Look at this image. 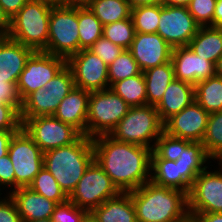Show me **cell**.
Segmentation results:
<instances>
[{"instance_id": "31", "label": "cell", "mask_w": 222, "mask_h": 222, "mask_svg": "<svg viewBox=\"0 0 222 222\" xmlns=\"http://www.w3.org/2000/svg\"><path fill=\"white\" fill-rule=\"evenodd\" d=\"M38 116H53V97L44 87L30 94L22 102L20 111L22 123Z\"/></svg>"}, {"instance_id": "44", "label": "cell", "mask_w": 222, "mask_h": 222, "mask_svg": "<svg viewBox=\"0 0 222 222\" xmlns=\"http://www.w3.org/2000/svg\"><path fill=\"white\" fill-rule=\"evenodd\" d=\"M0 222H22L17 206L9 194L0 196Z\"/></svg>"}, {"instance_id": "47", "label": "cell", "mask_w": 222, "mask_h": 222, "mask_svg": "<svg viewBox=\"0 0 222 222\" xmlns=\"http://www.w3.org/2000/svg\"><path fill=\"white\" fill-rule=\"evenodd\" d=\"M194 222H222V213H189Z\"/></svg>"}, {"instance_id": "22", "label": "cell", "mask_w": 222, "mask_h": 222, "mask_svg": "<svg viewBox=\"0 0 222 222\" xmlns=\"http://www.w3.org/2000/svg\"><path fill=\"white\" fill-rule=\"evenodd\" d=\"M175 162L181 167L182 178L191 186L198 174L213 163V160L208 156L202 142L181 138V154Z\"/></svg>"}, {"instance_id": "23", "label": "cell", "mask_w": 222, "mask_h": 222, "mask_svg": "<svg viewBox=\"0 0 222 222\" xmlns=\"http://www.w3.org/2000/svg\"><path fill=\"white\" fill-rule=\"evenodd\" d=\"M99 222H137L130 193H120L90 212Z\"/></svg>"}, {"instance_id": "30", "label": "cell", "mask_w": 222, "mask_h": 222, "mask_svg": "<svg viewBox=\"0 0 222 222\" xmlns=\"http://www.w3.org/2000/svg\"><path fill=\"white\" fill-rule=\"evenodd\" d=\"M103 24L86 6H78L79 51L89 49L103 34Z\"/></svg>"}, {"instance_id": "38", "label": "cell", "mask_w": 222, "mask_h": 222, "mask_svg": "<svg viewBox=\"0 0 222 222\" xmlns=\"http://www.w3.org/2000/svg\"><path fill=\"white\" fill-rule=\"evenodd\" d=\"M181 154V138L168 135L162 132L156 140L151 153V159H166L176 161Z\"/></svg>"}, {"instance_id": "50", "label": "cell", "mask_w": 222, "mask_h": 222, "mask_svg": "<svg viewBox=\"0 0 222 222\" xmlns=\"http://www.w3.org/2000/svg\"><path fill=\"white\" fill-rule=\"evenodd\" d=\"M10 30V19L3 12L0 5V36H7Z\"/></svg>"}, {"instance_id": "25", "label": "cell", "mask_w": 222, "mask_h": 222, "mask_svg": "<svg viewBox=\"0 0 222 222\" xmlns=\"http://www.w3.org/2000/svg\"><path fill=\"white\" fill-rule=\"evenodd\" d=\"M146 83L147 104L157 106L169 84L175 79L172 62L150 68L143 72Z\"/></svg>"}, {"instance_id": "3", "label": "cell", "mask_w": 222, "mask_h": 222, "mask_svg": "<svg viewBox=\"0 0 222 222\" xmlns=\"http://www.w3.org/2000/svg\"><path fill=\"white\" fill-rule=\"evenodd\" d=\"M93 161V139L81 135L70 145L44 152L43 167L54 176L69 197Z\"/></svg>"}, {"instance_id": "21", "label": "cell", "mask_w": 222, "mask_h": 222, "mask_svg": "<svg viewBox=\"0 0 222 222\" xmlns=\"http://www.w3.org/2000/svg\"><path fill=\"white\" fill-rule=\"evenodd\" d=\"M195 101V86L187 82L174 79L156 106L159 118L164 124L173 115L181 112Z\"/></svg>"}, {"instance_id": "49", "label": "cell", "mask_w": 222, "mask_h": 222, "mask_svg": "<svg viewBox=\"0 0 222 222\" xmlns=\"http://www.w3.org/2000/svg\"><path fill=\"white\" fill-rule=\"evenodd\" d=\"M212 27L222 28V0H217L213 14Z\"/></svg>"}, {"instance_id": "55", "label": "cell", "mask_w": 222, "mask_h": 222, "mask_svg": "<svg viewBox=\"0 0 222 222\" xmlns=\"http://www.w3.org/2000/svg\"><path fill=\"white\" fill-rule=\"evenodd\" d=\"M215 74L216 76L222 77V56L217 60L215 64Z\"/></svg>"}, {"instance_id": "15", "label": "cell", "mask_w": 222, "mask_h": 222, "mask_svg": "<svg viewBox=\"0 0 222 222\" xmlns=\"http://www.w3.org/2000/svg\"><path fill=\"white\" fill-rule=\"evenodd\" d=\"M208 116L209 113L196 101H193L163 124L164 132L191 142H202L207 128Z\"/></svg>"}, {"instance_id": "41", "label": "cell", "mask_w": 222, "mask_h": 222, "mask_svg": "<svg viewBox=\"0 0 222 222\" xmlns=\"http://www.w3.org/2000/svg\"><path fill=\"white\" fill-rule=\"evenodd\" d=\"M89 50L101 58L107 66L124 51L121 46L112 43L103 36L100 37Z\"/></svg>"}, {"instance_id": "46", "label": "cell", "mask_w": 222, "mask_h": 222, "mask_svg": "<svg viewBox=\"0 0 222 222\" xmlns=\"http://www.w3.org/2000/svg\"><path fill=\"white\" fill-rule=\"evenodd\" d=\"M28 0H0L3 12L11 19Z\"/></svg>"}, {"instance_id": "7", "label": "cell", "mask_w": 222, "mask_h": 222, "mask_svg": "<svg viewBox=\"0 0 222 222\" xmlns=\"http://www.w3.org/2000/svg\"><path fill=\"white\" fill-rule=\"evenodd\" d=\"M43 52L66 60L79 52L78 6L52 7L48 43Z\"/></svg>"}, {"instance_id": "26", "label": "cell", "mask_w": 222, "mask_h": 222, "mask_svg": "<svg viewBox=\"0 0 222 222\" xmlns=\"http://www.w3.org/2000/svg\"><path fill=\"white\" fill-rule=\"evenodd\" d=\"M151 181L159 186L175 188L189 193L191 186L182 178L178 162L151 159Z\"/></svg>"}, {"instance_id": "13", "label": "cell", "mask_w": 222, "mask_h": 222, "mask_svg": "<svg viewBox=\"0 0 222 222\" xmlns=\"http://www.w3.org/2000/svg\"><path fill=\"white\" fill-rule=\"evenodd\" d=\"M157 33L172 47L188 46L199 25L186 6L160 5Z\"/></svg>"}, {"instance_id": "16", "label": "cell", "mask_w": 222, "mask_h": 222, "mask_svg": "<svg viewBox=\"0 0 222 222\" xmlns=\"http://www.w3.org/2000/svg\"><path fill=\"white\" fill-rule=\"evenodd\" d=\"M128 50L144 72L170 62L173 48L158 33L136 32Z\"/></svg>"}, {"instance_id": "24", "label": "cell", "mask_w": 222, "mask_h": 222, "mask_svg": "<svg viewBox=\"0 0 222 222\" xmlns=\"http://www.w3.org/2000/svg\"><path fill=\"white\" fill-rule=\"evenodd\" d=\"M188 47L197 56L216 64L222 56V28L199 27Z\"/></svg>"}, {"instance_id": "1", "label": "cell", "mask_w": 222, "mask_h": 222, "mask_svg": "<svg viewBox=\"0 0 222 222\" xmlns=\"http://www.w3.org/2000/svg\"><path fill=\"white\" fill-rule=\"evenodd\" d=\"M93 139L94 160L121 193H129L151 180L152 149L121 142L109 134Z\"/></svg>"}, {"instance_id": "48", "label": "cell", "mask_w": 222, "mask_h": 222, "mask_svg": "<svg viewBox=\"0 0 222 222\" xmlns=\"http://www.w3.org/2000/svg\"><path fill=\"white\" fill-rule=\"evenodd\" d=\"M17 131H0V157L8 154V148L13 135Z\"/></svg>"}, {"instance_id": "32", "label": "cell", "mask_w": 222, "mask_h": 222, "mask_svg": "<svg viewBox=\"0 0 222 222\" xmlns=\"http://www.w3.org/2000/svg\"><path fill=\"white\" fill-rule=\"evenodd\" d=\"M202 144L213 161L222 162V110L209 114Z\"/></svg>"}, {"instance_id": "4", "label": "cell", "mask_w": 222, "mask_h": 222, "mask_svg": "<svg viewBox=\"0 0 222 222\" xmlns=\"http://www.w3.org/2000/svg\"><path fill=\"white\" fill-rule=\"evenodd\" d=\"M53 6L38 0H28L10 19L8 37L34 52L47 48L49 16Z\"/></svg>"}, {"instance_id": "53", "label": "cell", "mask_w": 222, "mask_h": 222, "mask_svg": "<svg viewBox=\"0 0 222 222\" xmlns=\"http://www.w3.org/2000/svg\"><path fill=\"white\" fill-rule=\"evenodd\" d=\"M90 0H64L65 5H73V6H83L86 5Z\"/></svg>"}, {"instance_id": "28", "label": "cell", "mask_w": 222, "mask_h": 222, "mask_svg": "<svg viewBox=\"0 0 222 222\" xmlns=\"http://www.w3.org/2000/svg\"><path fill=\"white\" fill-rule=\"evenodd\" d=\"M86 6L103 25L131 17L128 0H90Z\"/></svg>"}, {"instance_id": "51", "label": "cell", "mask_w": 222, "mask_h": 222, "mask_svg": "<svg viewBox=\"0 0 222 222\" xmlns=\"http://www.w3.org/2000/svg\"><path fill=\"white\" fill-rule=\"evenodd\" d=\"M131 8L140 5H164L166 0H128Z\"/></svg>"}, {"instance_id": "33", "label": "cell", "mask_w": 222, "mask_h": 222, "mask_svg": "<svg viewBox=\"0 0 222 222\" xmlns=\"http://www.w3.org/2000/svg\"><path fill=\"white\" fill-rule=\"evenodd\" d=\"M28 187L32 191L41 194L57 204L68 201V196L61 189L54 176L45 167L40 170Z\"/></svg>"}, {"instance_id": "57", "label": "cell", "mask_w": 222, "mask_h": 222, "mask_svg": "<svg viewBox=\"0 0 222 222\" xmlns=\"http://www.w3.org/2000/svg\"><path fill=\"white\" fill-rule=\"evenodd\" d=\"M27 222H52V220L51 218H49V219H40V220L27 221Z\"/></svg>"}, {"instance_id": "40", "label": "cell", "mask_w": 222, "mask_h": 222, "mask_svg": "<svg viewBox=\"0 0 222 222\" xmlns=\"http://www.w3.org/2000/svg\"><path fill=\"white\" fill-rule=\"evenodd\" d=\"M89 212L69 200L58 204L52 213V222H82Z\"/></svg>"}, {"instance_id": "11", "label": "cell", "mask_w": 222, "mask_h": 222, "mask_svg": "<svg viewBox=\"0 0 222 222\" xmlns=\"http://www.w3.org/2000/svg\"><path fill=\"white\" fill-rule=\"evenodd\" d=\"M22 128L43 153L70 145L82 135L72 125L64 123L54 116H38L26 119L22 123Z\"/></svg>"}, {"instance_id": "29", "label": "cell", "mask_w": 222, "mask_h": 222, "mask_svg": "<svg viewBox=\"0 0 222 222\" xmlns=\"http://www.w3.org/2000/svg\"><path fill=\"white\" fill-rule=\"evenodd\" d=\"M110 89L119 95L130 107L147 104L146 83L143 72L113 83Z\"/></svg>"}, {"instance_id": "52", "label": "cell", "mask_w": 222, "mask_h": 222, "mask_svg": "<svg viewBox=\"0 0 222 222\" xmlns=\"http://www.w3.org/2000/svg\"><path fill=\"white\" fill-rule=\"evenodd\" d=\"M191 0H166L165 5L188 6Z\"/></svg>"}, {"instance_id": "2", "label": "cell", "mask_w": 222, "mask_h": 222, "mask_svg": "<svg viewBox=\"0 0 222 222\" xmlns=\"http://www.w3.org/2000/svg\"><path fill=\"white\" fill-rule=\"evenodd\" d=\"M133 200L137 222H186L187 193L154 184L151 180L129 192Z\"/></svg>"}, {"instance_id": "42", "label": "cell", "mask_w": 222, "mask_h": 222, "mask_svg": "<svg viewBox=\"0 0 222 222\" xmlns=\"http://www.w3.org/2000/svg\"><path fill=\"white\" fill-rule=\"evenodd\" d=\"M21 128L20 110L14 105L0 103V131H19Z\"/></svg>"}, {"instance_id": "18", "label": "cell", "mask_w": 222, "mask_h": 222, "mask_svg": "<svg viewBox=\"0 0 222 222\" xmlns=\"http://www.w3.org/2000/svg\"><path fill=\"white\" fill-rule=\"evenodd\" d=\"M33 52L8 36H0V82L17 83Z\"/></svg>"}, {"instance_id": "34", "label": "cell", "mask_w": 222, "mask_h": 222, "mask_svg": "<svg viewBox=\"0 0 222 222\" xmlns=\"http://www.w3.org/2000/svg\"><path fill=\"white\" fill-rule=\"evenodd\" d=\"M135 32L157 33L160 20V5H140L131 8Z\"/></svg>"}, {"instance_id": "19", "label": "cell", "mask_w": 222, "mask_h": 222, "mask_svg": "<svg viewBox=\"0 0 222 222\" xmlns=\"http://www.w3.org/2000/svg\"><path fill=\"white\" fill-rule=\"evenodd\" d=\"M9 195L17 206L22 222L49 219L58 205L56 202L32 191L29 187H19Z\"/></svg>"}, {"instance_id": "54", "label": "cell", "mask_w": 222, "mask_h": 222, "mask_svg": "<svg viewBox=\"0 0 222 222\" xmlns=\"http://www.w3.org/2000/svg\"><path fill=\"white\" fill-rule=\"evenodd\" d=\"M38 1L49 4L53 7H55V6H64V0H38Z\"/></svg>"}, {"instance_id": "43", "label": "cell", "mask_w": 222, "mask_h": 222, "mask_svg": "<svg viewBox=\"0 0 222 222\" xmlns=\"http://www.w3.org/2000/svg\"><path fill=\"white\" fill-rule=\"evenodd\" d=\"M13 190H15L14 168L7 154L0 157V191L2 194H10Z\"/></svg>"}, {"instance_id": "36", "label": "cell", "mask_w": 222, "mask_h": 222, "mask_svg": "<svg viewBox=\"0 0 222 222\" xmlns=\"http://www.w3.org/2000/svg\"><path fill=\"white\" fill-rule=\"evenodd\" d=\"M141 73L133 55L128 49L124 51L108 66V80L110 86L119 81Z\"/></svg>"}, {"instance_id": "56", "label": "cell", "mask_w": 222, "mask_h": 222, "mask_svg": "<svg viewBox=\"0 0 222 222\" xmlns=\"http://www.w3.org/2000/svg\"><path fill=\"white\" fill-rule=\"evenodd\" d=\"M82 222H99L91 213H88Z\"/></svg>"}, {"instance_id": "9", "label": "cell", "mask_w": 222, "mask_h": 222, "mask_svg": "<svg viewBox=\"0 0 222 222\" xmlns=\"http://www.w3.org/2000/svg\"><path fill=\"white\" fill-rule=\"evenodd\" d=\"M121 192L94 160L86 169L68 200L89 213Z\"/></svg>"}, {"instance_id": "5", "label": "cell", "mask_w": 222, "mask_h": 222, "mask_svg": "<svg viewBox=\"0 0 222 222\" xmlns=\"http://www.w3.org/2000/svg\"><path fill=\"white\" fill-rule=\"evenodd\" d=\"M164 131L155 106L130 107L127 114L109 134L114 139L153 150L156 140Z\"/></svg>"}, {"instance_id": "10", "label": "cell", "mask_w": 222, "mask_h": 222, "mask_svg": "<svg viewBox=\"0 0 222 222\" xmlns=\"http://www.w3.org/2000/svg\"><path fill=\"white\" fill-rule=\"evenodd\" d=\"M8 156L14 168L15 189L28 187L43 168L44 153L23 128L13 135Z\"/></svg>"}, {"instance_id": "35", "label": "cell", "mask_w": 222, "mask_h": 222, "mask_svg": "<svg viewBox=\"0 0 222 222\" xmlns=\"http://www.w3.org/2000/svg\"><path fill=\"white\" fill-rule=\"evenodd\" d=\"M135 33L134 23L130 17L104 25L102 36L123 49H129Z\"/></svg>"}, {"instance_id": "27", "label": "cell", "mask_w": 222, "mask_h": 222, "mask_svg": "<svg viewBox=\"0 0 222 222\" xmlns=\"http://www.w3.org/2000/svg\"><path fill=\"white\" fill-rule=\"evenodd\" d=\"M195 101L209 114L222 110V77L213 76L195 85Z\"/></svg>"}, {"instance_id": "8", "label": "cell", "mask_w": 222, "mask_h": 222, "mask_svg": "<svg viewBox=\"0 0 222 222\" xmlns=\"http://www.w3.org/2000/svg\"><path fill=\"white\" fill-rule=\"evenodd\" d=\"M187 199L188 213H222V162L213 161L198 174Z\"/></svg>"}, {"instance_id": "12", "label": "cell", "mask_w": 222, "mask_h": 222, "mask_svg": "<svg viewBox=\"0 0 222 222\" xmlns=\"http://www.w3.org/2000/svg\"><path fill=\"white\" fill-rule=\"evenodd\" d=\"M66 65V59L43 51L33 52L17 82V91L23 102L30 94L44 87Z\"/></svg>"}, {"instance_id": "17", "label": "cell", "mask_w": 222, "mask_h": 222, "mask_svg": "<svg viewBox=\"0 0 222 222\" xmlns=\"http://www.w3.org/2000/svg\"><path fill=\"white\" fill-rule=\"evenodd\" d=\"M171 62L175 79L193 86L216 75L215 64L197 56L188 46L173 48Z\"/></svg>"}, {"instance_id": "37", "label": "cell", "mask_w": 222, "mask_h": 222, "mask_svg": "<svg viewBox=\"0 0 222 222\" xmlns=\"http://www.w3.org/2000/svg\"><path fill=\"white\" fill-rule=\"evenodd\" d=\"M75 87L70 68L65 65L58 74L44 85V88L53 97V115L58 109L60 102Z\"/></svg>"}, {"instance_id": "58", "label": "cell", "mask_w": 222, "mask_h": 222, "mask_svg": "<svg viewBox=\"0 0 222 222\" xmlns=\"http://www.w3.org/2000/svg\"><path fill=\"white\" fill-rule=\"evenodd\" d=\"M186 222H194L191 218H189Z\"/></svg>"}, {"instance_id": "14", "label": "cell", "mask_w": 222, "mask_h": 222, "mask_svg": "<svg viewBox=\"0 0 222 222\" xmlns=\"http://www.w3.org/2000/svg\"><path fill=\"white\" fill-rule=\"evenodd\" d=\"M74 84L89 92L109 88L108 66L89 49H83L66 60Z\"/></svg>"}, {"instance_id": "45", "label": "cell", "mask_w": 222, "mask_h": 222, "mask_svg": "<svg viewBox=\"0 0 222 222\" xmlns=\"http://www.w3.org/2000/svg\"><path fill=\"white\" fill-rule=\"evenodd\" d=\"M0 103L14 105L21 111L22 101L17 91V83L0 82Z\"/></svg>"}, {"instance_id": "20", "label": "cell", "mask_w": 222, "mask_h": 222, "mask_svg": "<svg viewBox=\"0 0 222 222\" xmlns=\"http://www.w3.org/2000/svg\"><path fill=\"white\" fill-rule=\"evenodd\" d=\"M90 92L74 87L60 102L54 117L76 128L86 136V122L88 114V99Z\"/></svg>"}, {"instance_id": "39", "label": "cell", "mask_w": 222, "mask_h": 222, "mask_svg": "<svg viewBox=\"0 0 222 222\" xmlns=\"http://www.w3.org/2000/svg\"><path fill=\"white\" fill-rule=\"evenodd\" d=\"M217 0H191L189 13L200 27H212L213 14Z\"/></svg>"}, {"instance_id": "6", "label": "cell", "mask_w": 222, "mask_h": 222, "mask_svg": "<svg viewBox=\"0 0 222 222\" xmlns=\"http://www.w3.org/2000/svg\"><path fill=\"white\" fill-rule=\"evenodd\" d=\"M130 106L110 88L92 91L88 99L86 136L110 134Z\"/></svg>"}]
</instances>
